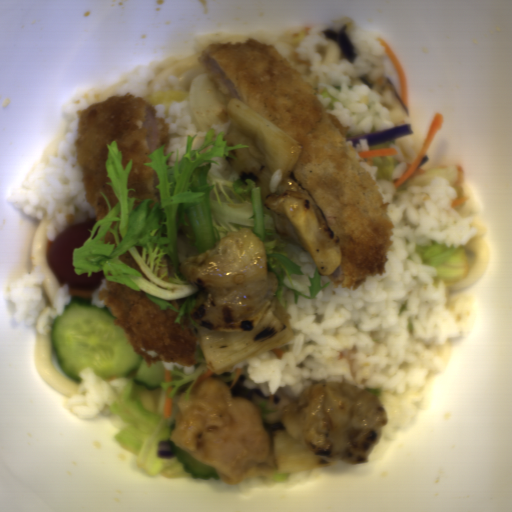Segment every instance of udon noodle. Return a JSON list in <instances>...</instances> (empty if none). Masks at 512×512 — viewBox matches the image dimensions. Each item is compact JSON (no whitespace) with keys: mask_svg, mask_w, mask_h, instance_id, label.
<instances>
[{"mask_svg":"<svg viewBox=\"0 0 512 512\" xmlns=\"http://www.w3.org/2000/svg\"><path fill=\"white\" fill-rule=\"evenodd\" d=\"M33 355L36 371L52 388L69 397L77 392L79 381L62 374L54 362L52 331L45 334L36 332Z\"/></svg>","mask_w":512,"mask_h":512,"instance_id":"udon-noodle-1","label":"udon noodle"},{"mask_svg":"<svg viewBox=\"0 0 512 512\" xmlns=\"http://www.w3.org/2000/svg\"><path fill=\"white\" fill-rule=\"evenodd\" d=\"M46 225L41 221L36 229L31 253V262L35 270L40 267L43 270L45 279L41 284V290L46 306L53 304L54 296L61 284L58 277L49 266L47 246L49 240L46 235Z\"/></svg>","mask_w":512,"mask_h":512,"instance_id":"udon-noodle-2","label":"udon noodle"},{"mask_svg":"<svg viewBox=\"0 0 512 512\" xmlns=\"http://www.w3.org/2000/svg\"><path fill=\"white\" fill-rule=\"evenodd\" d=\"M468 245L475 250L477 256L463 278L454 283H446L449 296L469 290L487 271L491 255L487 240L475 235Z\"/></svg>","mask_w":512,"mask_h":512,"instance_id":"udon-noodle-3","label":"udon noodle"},{"mask_svg":"<svg viewBox=\"0 0 512 512\" xmlns=\"http://www.w3.org/2000/svg\"><path fill=\"white\" fill-rule=\"evenodd\" d=\"M203 64L200 60V55L198 54H190L186 56H182L179 60L174 63L169 64L162 71L159 72L160 77L163 75H174L181 76L185 72L190 69H194L197 67H201Z\"/></svg>","mask_w":512,"mask_h":512,"instance_id":"udon-noodle-4","label":"udon noodle"},{"mask_svg":"<svg viewBox=\"0 0 512 512\" xmlns=\"http://www.w3.org/2000/svg\"><path fill=\"white\" fill-rule=\"evenodd\" d=\"M326 40L327 46L323 58L324 64L335 63L338 65L344 57L343 52L337 41L328 36L326 37Z\"/></svg>","mask_w":512,"mask_h":512,"instance_id":"udon-noodle-5","label":"udon noodle"}]
</instances>
